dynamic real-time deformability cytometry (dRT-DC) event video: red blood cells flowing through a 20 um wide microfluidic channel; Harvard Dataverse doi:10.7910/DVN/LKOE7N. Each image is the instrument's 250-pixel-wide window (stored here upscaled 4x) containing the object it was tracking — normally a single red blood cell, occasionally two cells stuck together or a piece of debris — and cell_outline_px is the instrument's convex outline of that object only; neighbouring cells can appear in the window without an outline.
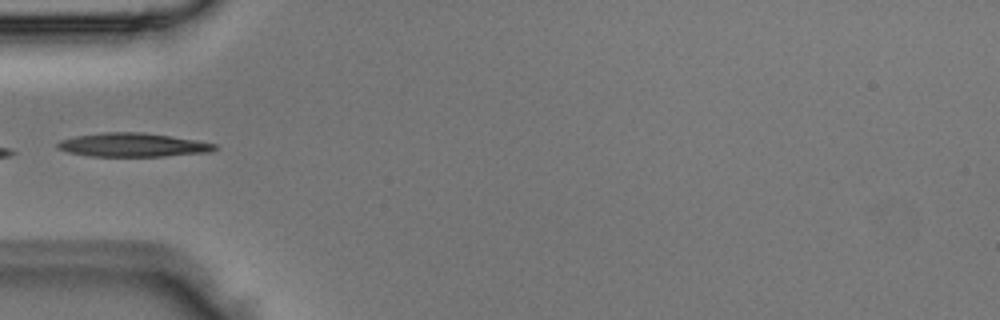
{"species": "Egyptian fruit bat (a non-hibernating species)", "species_latin": "Rousettus aegyptiacus", "temperature_condition": "room temperature", "stored_images_in_passage": 4, "camera_frame_rate_fps": 3000, "um_per_image_px": 0.085, "animal": {"sex": "male"}, "frame": {"image": 1, "passage_image": 4, "time_ms": 1.0, "image_size_px": [1000, 320], "cell_outline_px": [[220, 148], [212, 152], [164, 156], [92, 156], [68, 152], [56, 148], [56, 144], [60, 140], [76, 136], [104, 132], [140, 132], [196, 140], [216, 144]], "centroid_in_image_um": [11.31, 12.32], "position_along_channel_um": 73.7, "area_um2": 21.68}}